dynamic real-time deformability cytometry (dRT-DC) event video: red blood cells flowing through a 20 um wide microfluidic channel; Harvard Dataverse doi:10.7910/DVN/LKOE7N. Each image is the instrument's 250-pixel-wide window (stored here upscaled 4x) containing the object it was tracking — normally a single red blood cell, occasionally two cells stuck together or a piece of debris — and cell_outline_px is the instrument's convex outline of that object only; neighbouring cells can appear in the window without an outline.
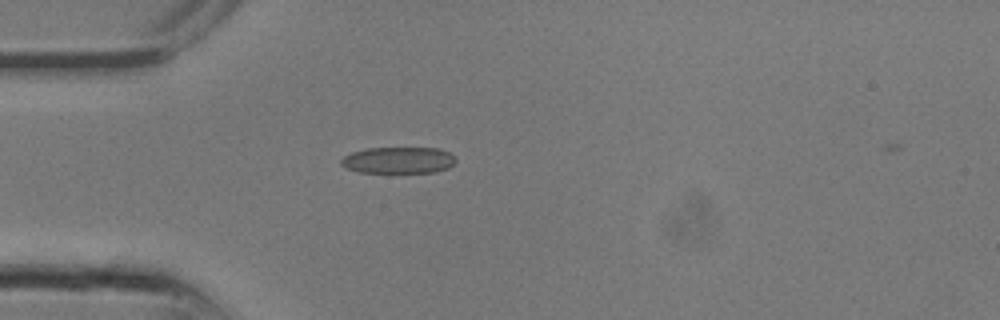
{"species": "common noctule bat (a hibernating species)", "species_latin": "Nyctalus noctula", "temperature_condition": "room temperature", "stored_images_in_passage": 8, "camera_frame_rate_fps": 3000, "um_per_image_px": 0.085, "animal": {"sex": "male", "body_mass_g": 13.3}, "frame": {"image": 1, "passage_image": 1, "time_ms": 0.0, "image_size_px": [1000, 320], "cell_outline_px": [[456, 160], [448, 168], [436, 172], [360, 172], [344, 168], [340, 164], [340, 160], [344, 156], [352, 152], [364, 148], [440, 148], [456, 156]], "centroid_in_image_um": [33.85, 13.61], "position_along_channel_um": 51.1, "area_um2": 17.8}}
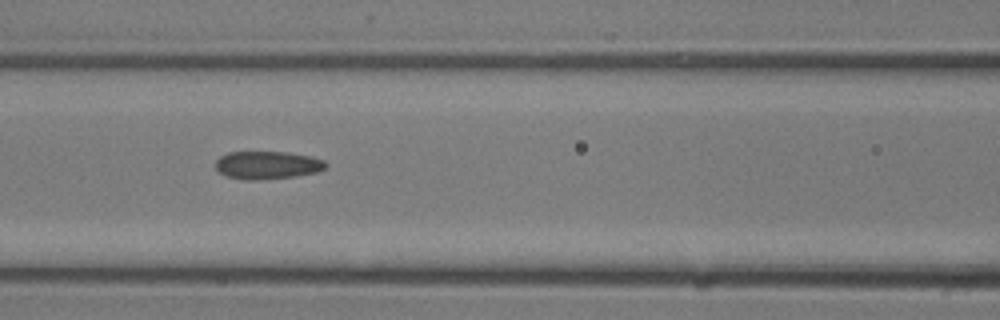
{"frame": {"image": 2, "passage_image": 5, "time_ms": 1.333, "image_size_px": [1000, 320], "cell_outline_px": [[328, 164], [324, 168], [316, 172], [296, 176], [260, 180], [244, 180], [224, 176], [216, 168], [216, 160], [220, 156], [228, 152], [288, 152], [312, 156], [324, 160]], "centroid_in_image_um": [22.72, 14.03], "position_along_channel_um": 143.9, "area_um2": 18.09}}
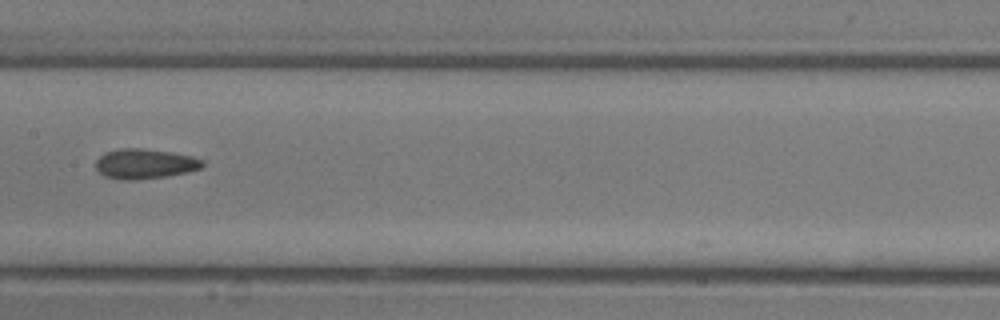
{"frame": {"image": 3, "passage_image": 7, "time_ms": 2.0, "image_size_px": [1000, 320], "cell_outline_px": [[204, 164], [200, 168], [188, 172], [168, 176], [136, 180], [120, 180], [104, 176], [96, 168], [96, 160], [104, 152], [120, 148], [140, 148], [168, 152], [192, 156], [204, 160]], "centroid_in_image_um": [12.29, 13.93], "position_along_channel_um": 195.1, "area_um2": 18.67}}